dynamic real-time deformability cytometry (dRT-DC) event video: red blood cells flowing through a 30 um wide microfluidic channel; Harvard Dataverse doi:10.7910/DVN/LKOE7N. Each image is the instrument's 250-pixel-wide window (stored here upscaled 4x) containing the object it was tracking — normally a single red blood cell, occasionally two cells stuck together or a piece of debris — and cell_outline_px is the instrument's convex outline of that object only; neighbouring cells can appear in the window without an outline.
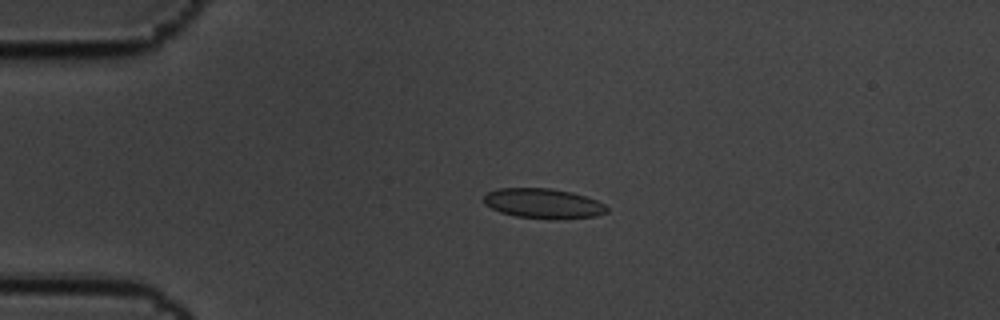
{"species": "common noctule bat (a hibernating species)", "species_latin": "Nyctalus noctula", "temperature_condition": "cold", "stored_images_in_passage": 4, "camera_frame_rate_fps": 3000, "um_per_image_px": 0.085, "animal": {"sex": "male", "body_mass_g": 19.5, "forearm_length_mm": 54.6}, "frame": {"image": 1, "passage_image": 3, "time_ms": 0.667, "image_size_px": [1000, 320], "cell_outline_px": [[608, 212], [596, 216], [556, 220], [548, 220], [516, 216], [500, 212], [484, 204], [484, 196], [488, 192], [500, 188], [552, 188], [572, 192], [596, 200], [604, 204], [608, 208]], "centroid_in_image_um": [46.19, 17.31], "position_along_channel_um": 38.8, "area_um2": 21.68}}